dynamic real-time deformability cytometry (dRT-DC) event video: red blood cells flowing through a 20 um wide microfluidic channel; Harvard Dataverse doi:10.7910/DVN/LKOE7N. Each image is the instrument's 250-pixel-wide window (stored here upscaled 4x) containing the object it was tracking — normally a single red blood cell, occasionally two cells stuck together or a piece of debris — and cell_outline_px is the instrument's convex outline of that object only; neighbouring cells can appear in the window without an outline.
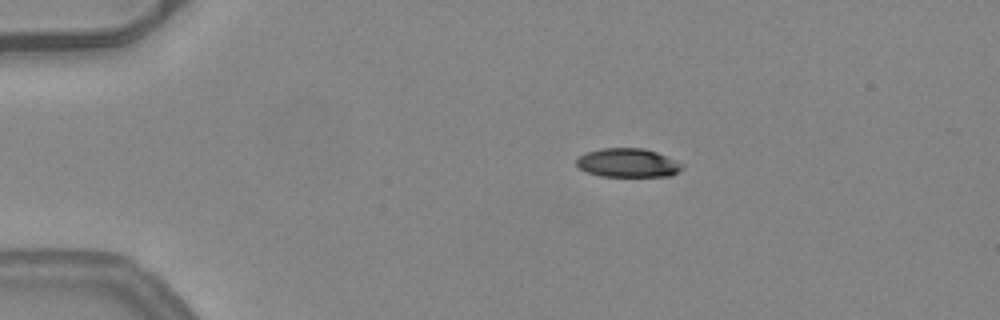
{"species": "common noctule bat (a hibernating species)", "species_latin": "Nyctalus noctula", "temperature_condition": "warm", "stored_images_in_passage": 52, "camera_frame_rate_fps": 3000, "um_per_image_px": 0.085, "animal": {"sex": "female", "body_mass_g": 24.6, "forearm_length_mm": 56.2}, "frame": {"image": 1, "passage_image": 10, "time_ms": 3.0, "image_size_px": [1000, 320], "cell_outline_px": [[684, 168], [680, 172], [672, 176], [600, 176], [588, 172], [580, 168], [576, 164], [576, 160], [580, 156], [588, 152], [600, 148], [644, 148], [656, 152], [684, 164]], "centroid_in_image_um": [53.41, 13.85], "position_along_channel_um": 31.6, "area_um2": 17.74}}
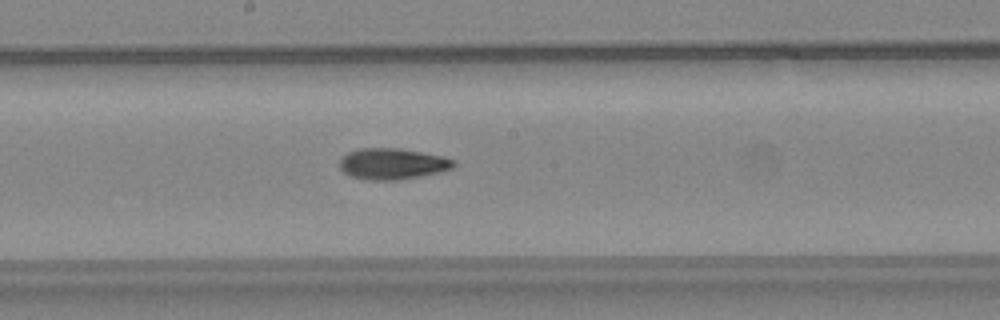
{"frame": {"image": 2, "passage_image": 28, "time_ms": 9.0, "image_size_px": [1000, 320], "cell_outline_px": [[456, 164], [452, 168], [440, 172], [420, 176], [396, 180], [368, 180], [352, 176], [344, 172], [340, 168], [340, 156], [348, 152], [360, 148], [400, 148], [444, 156], [456, 160]], "centroid_in_image_um": [33.37, 13.91], "position_along_channel_um": 214.8, "area_um2": 20.81}, "authors_computed_cell_mechanics": {"area_um2": 19.7387, "velocity_mm_per_s": 4.0907, "shape_relaxation_time_tau1_ms": null, "shape_relaxation_time_tau2_ms": 6.8927, "deformation_change_tau1": null, "deformation_change_tau2": 0.1782}}